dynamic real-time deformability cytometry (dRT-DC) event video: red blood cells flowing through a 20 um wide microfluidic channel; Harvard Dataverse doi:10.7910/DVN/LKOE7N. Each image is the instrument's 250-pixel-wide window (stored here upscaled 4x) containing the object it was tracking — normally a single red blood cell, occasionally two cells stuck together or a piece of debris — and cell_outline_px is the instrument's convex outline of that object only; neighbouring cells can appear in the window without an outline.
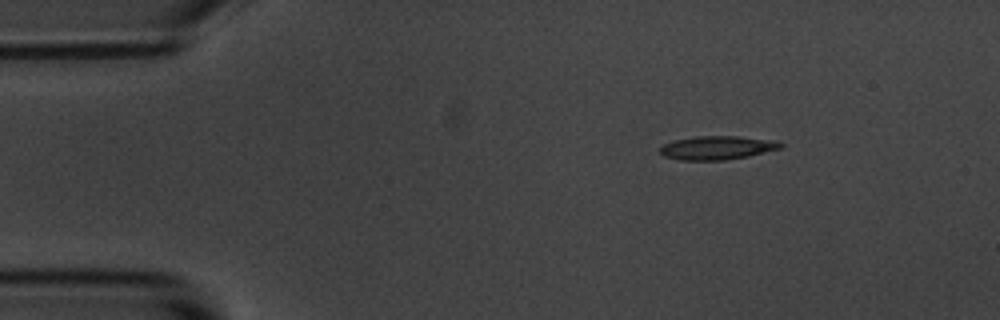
{"species": "common noctule bat (a hibernating species)", "species_latin": "Nyctalus noctula", "temperature_condition": "room temperature", "stored_images_in_passage": 3, "camera_frame_rate_fps": 3000, "um_per_image_px": 0.085, "animal": {"sex": "male", "body_mass_g": 20.1, "forearm_length_mm": 53.5}, "frame": {"image": 1, "passage_image": 1, "time_ms": 0.0, "image_size_px": [1000, 320], "cell_outline_px": [[784, 148], [748, 156], [724, 160], [680, 160], [664, 156], [660, 152], [660, 148], [664, 144], [676, 140], [696, 136], [736, 136], [764, 140], [784, 144]], "centroid_in_image_um": [60.93, 12.57], "position_along_channel_um": 24.1, "area_um2": 16.3}}